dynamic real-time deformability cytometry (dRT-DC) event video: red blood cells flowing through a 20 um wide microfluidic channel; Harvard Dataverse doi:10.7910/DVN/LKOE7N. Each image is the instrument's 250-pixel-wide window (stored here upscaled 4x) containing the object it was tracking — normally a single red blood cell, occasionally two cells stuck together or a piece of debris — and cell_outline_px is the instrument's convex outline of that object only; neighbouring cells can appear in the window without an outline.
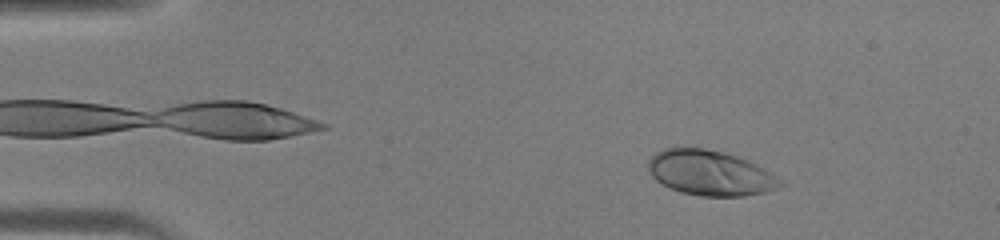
{"species": "human", "species_latin": "Homo sapiens", "temperature_condition": "warm", "stored_images_in_passage": 14, "camera_frame_rate_fps": 3000, "um_per_image_px": 0.085, "donor": {"sex": "male"}, "frame": {"image": 1, "passage_image": 7, "time_ms": 2.0, "image_size_px": [1000, 240], "cell_outline_px": [[784, 184], [776, 188], [764, 192], [744, 196], [704, 196], [680, 192], [668, 188], [660, 184], [652, 176], [648, 168], [648, 160], [656, 152], [664, 148], [676, 144], [704, 148], [724, 152], [748, 160], [764, 168], [784, 180]], "centroid_in_image_um": [60.32, 14.67], "position_along_channel_um": 24.7, "area_um2": 35.43}}
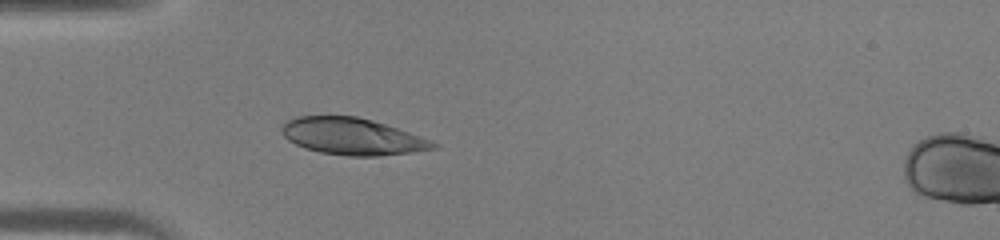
{"frame": {"image": 2, "passage_image": 14, "time_ms": 4.333, "image_size_px": [1000, 240], "cell_outline_px": [[440, 144], [436, 148], [412, 152], [380, 156], [348, 156], [320, 152], [304, 148], [288, 140], [284, 136], [280, 128], [284, 120], [296, 116], [356, 116], [372, 120], [432, 140]], "centroid_in_image_um": [29.91, 11.59], "position_along_channel_um": 55.1, "area_um2": 32.54}}